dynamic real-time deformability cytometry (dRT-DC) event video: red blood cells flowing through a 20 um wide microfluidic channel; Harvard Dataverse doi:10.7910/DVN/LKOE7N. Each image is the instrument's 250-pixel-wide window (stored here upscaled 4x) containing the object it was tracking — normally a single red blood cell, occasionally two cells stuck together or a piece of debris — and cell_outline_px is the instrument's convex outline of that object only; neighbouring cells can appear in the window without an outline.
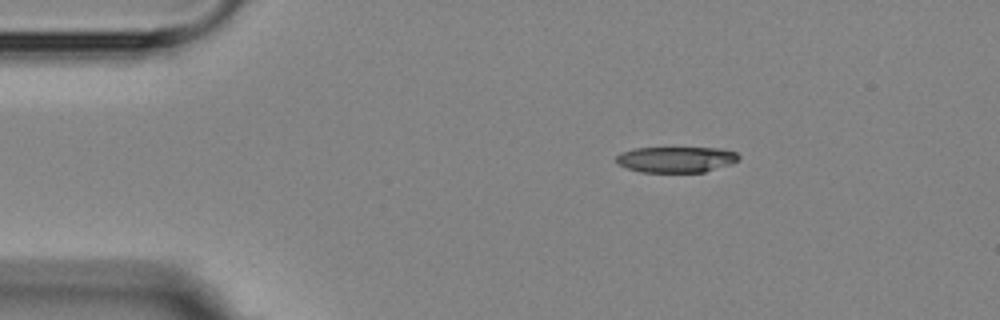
{"species": "Egyptian fruit bat (a non-hibernating species)", "species_latin": "Rousettus aegyptiacus", "temperature_condition": "room temperature", "stored_images_in_passage": 5, "camera_frame_rate_fps": 3000, "um_per_image_px": 0.085, "animal": {"sex": "female"}, "frame": {"image": 1, "passage_image": 1, "time_ms": 0.0, "image_size_px": [1000, 320], "cell_outline_px": [[740, 156], [732, 164], [704, 172], [640, 172], [628, 168], [620, 164], [616, 160], [616, 156], [620, 152], [636, 148], [720, 148], [736, 152]], "centroid_in_image_um": [57.48, 13.55], "position_along_channel_um": 27.5, "area_um2": 18.38}}
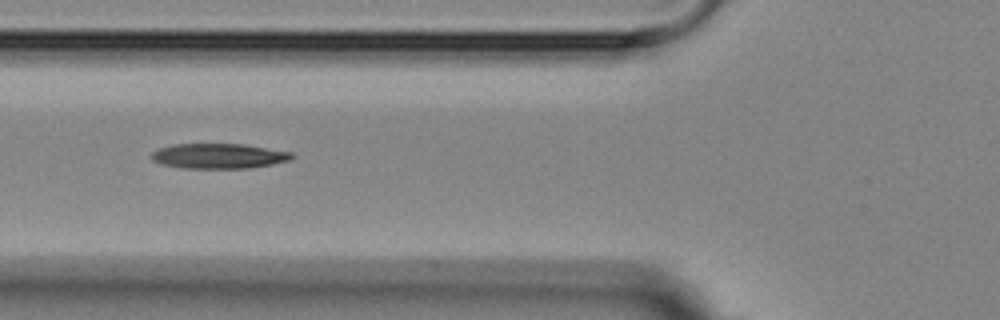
{"frame": {"image": 2, "passage_image": 4, "time_ms": 3.667, "image_size_px": [1000, 320], "cell_outline_px": [[292, 156], [288, 160], [272, 164], [248, 168], [180, 168], [160, 164], [152, 160], [152, 152], [160, 148], [172, 144], [244, 144], [292, 152]], "centroid_in_image_um": [18.55, 13.26], "position_along_channel_um": 107.3, "area_um2": 20.4}}
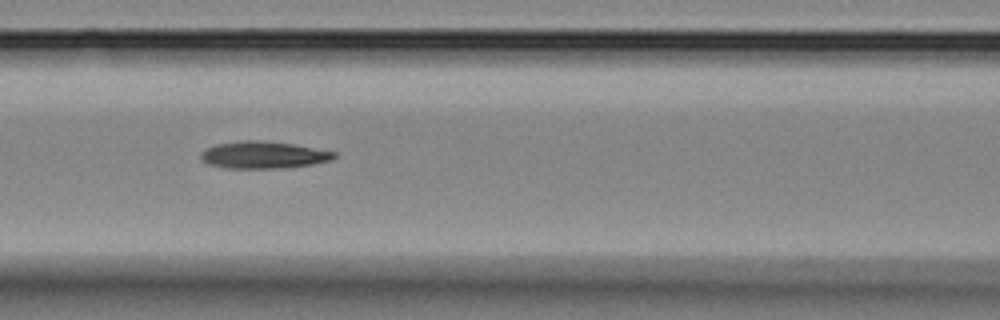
{"frame": {"image": 3, "passage_image": 5, "time_ms": 4.667, "image_size_px": [1000, 320], "cell_outline_px": [[336, 156], [332, 160], [312, 164], [284, 168], [228, 168], [208, 164], [200, 156], [200, 152], [216, 144], [240, 140], [260, 140], [292, 144], [336, 152]], "centroid_in_image_um": [22.39, 13.17], "position_along_channel_um": 144.2, "area_um2": 20.92}}